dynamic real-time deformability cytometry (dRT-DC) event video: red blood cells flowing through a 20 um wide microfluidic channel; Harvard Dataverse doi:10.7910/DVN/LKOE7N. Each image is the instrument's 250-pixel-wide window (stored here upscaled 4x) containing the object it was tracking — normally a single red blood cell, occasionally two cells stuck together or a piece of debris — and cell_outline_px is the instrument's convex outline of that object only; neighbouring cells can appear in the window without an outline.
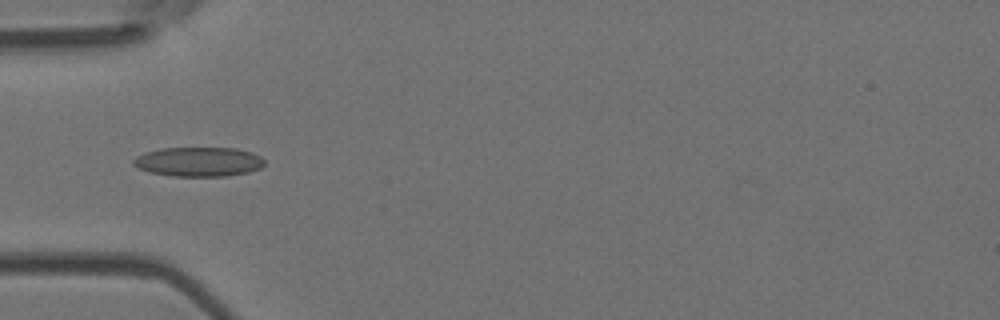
{"species": "Egyptian fruit bat (a non-hibernating species)", "species_latin": "Rousettus aegyptiacus", "temperature_condition": "room temperature", "stored_images_in_passage": 8, "camera_frame_rate_fps": 3000, "um_per_image_px": 0.085, "animal": {"sex": "female"}, "frame": {"image": 1, "passage_image": 4, "time_ms": 4.333, "image_size_px": [1000, 320], "cell_outline_px": [[264, 164], [260, 168], [248, 172], [228, 176], [172, 176], [152, 172], [140, 168], [132, 164], [132, 160], [136, 156], [144, 152], [160, 148], [236, 148], [252, 152], [260, 156], [264, 160]], "centroid_in_image_um": [16.88, 13.74], "position_along_channel_um": 68.1, "area_um2": 22.48}}
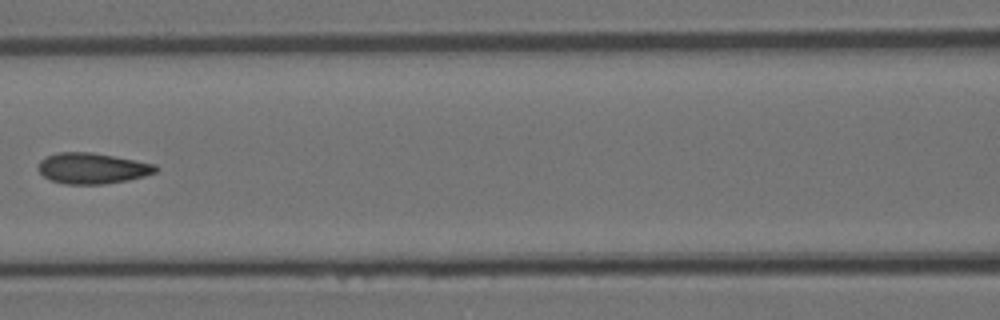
{"frame": {"image": 2, "passage_image": 6, "time_ms": 6.667, "image_size_px": [1000, 320], "cell_outline_px": [[160, 168], [156, 172], [144, 176], [128, 180], [104, 184], [64, 184], [52, 180], [44, 176], [36, 168], [40, 160], [56, 152], [92, 152], [156, 164]], "centroid_in_image_um": [7.85, 14.3], "position_along_channel_um": 158.8, "area_um2": 21.15}}
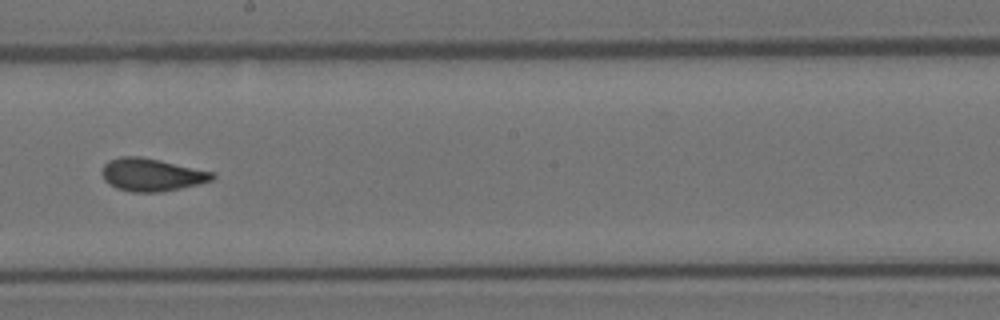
{"frame": {"image": 3, "passage_image": 8, "time_ms": 8.667, "image_size_px": [1000, 320], "cell_outline_px": [[216, 176], [212, 180], [200, 184], [160, 192], [132, 192], [116, 188], [108, 184], [104, 180], [100, 172], [104, 164], [108, 160], [120, 156], [140, 156], [160, 160], [216, 172]], "centroid_in_image_um": [12.88, 14.85], "position_along_channel_um": 235.3, "area_um2": 21.39}}